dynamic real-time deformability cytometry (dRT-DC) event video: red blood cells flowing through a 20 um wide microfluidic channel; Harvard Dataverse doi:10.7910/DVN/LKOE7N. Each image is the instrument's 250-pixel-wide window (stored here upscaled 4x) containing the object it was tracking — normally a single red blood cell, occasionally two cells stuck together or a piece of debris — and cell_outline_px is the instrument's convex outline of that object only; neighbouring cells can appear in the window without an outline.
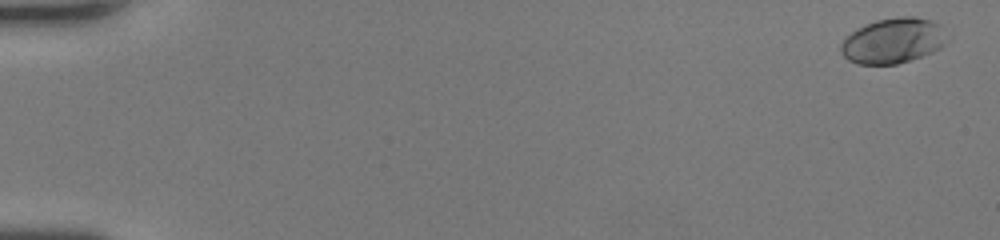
{"species": "human", "species_latin": "Homo sapiens", "temperature_condition": "room temperature", "stored_images_in_passage": 53, "camera_frame_rate_fps": 3000, "um_per_image_px": 0.085, "donor": {"sex": "female"}, "frame": {"image": 1, "passage_image": 3, "time_ms": 0.667, "image_size_px": [1000, 240], "cell_outline_px": [[940, 44], [936, 48], [920, 56], [896, 64], [860, 64], [848, 60], [844, 56], [840, 48], [844, 40], [852, 32], [868, 24], [880, 20], [908, 16], [912, 16], [928, 20], [932, 24]], "centroid_in_image_um": [75.69, 3.5], "position_along_channel_um": 9.3, "area_um2": 25.66}}
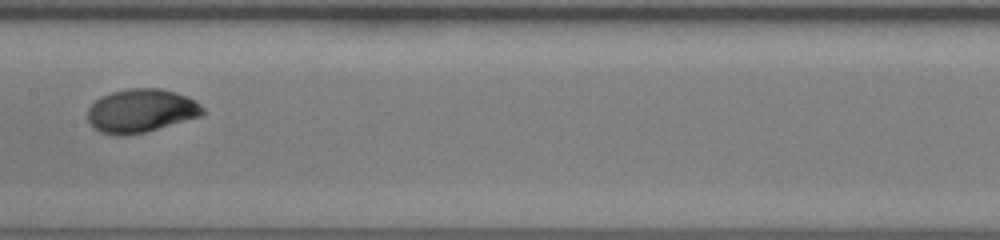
{"frame": {"image": 2, "passage_image": 30, "time_ms": 9.667, "image_size_px": [1000, 240], "cell_outline_px": [[204, 112], [200, 116], [144, 132], [100, 132], [88, 120], [88, 108], [100, 96], [112, 92], [132, 88], [160, 88], [184, 96], [200, 104], [204, 108]], "centroid_in_image_um": [11.99, 9.37], "position_along_channel_um": 195.4, "area_um2": 27.98}}
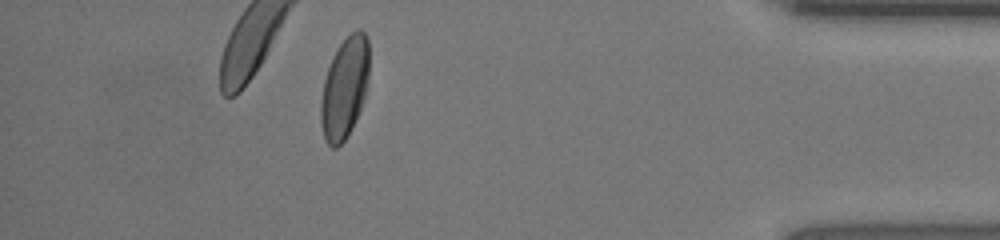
{"frame": {"image": 3, "passage_image": 48, "time_ms": 15.667, "image_size_px": [1000, 240], "cell_outline_px": [[368, 80], [364, 96], [360, 108], [352, 128], [344, 140], [336, 148], [332, 148], [324, 140], [320, 124], [320, 104], [324, 80], [332, 56], [336, 48], [352, 32], [360, 28], [368, 36]], "centroid_in_image_um": [29.27, 7.48], "position_along_channel_um": 405.9, "area_um2": 28.5}, "authors_computed_cell_mechanics": {"area_um2": 27.744, "velocity_mm_per_s": 4.1862, "shape_relaxation_time_tau1_ms": 3.4229, "shape_relaxation_time_tau2_ms": null, "deformation_change_tau1": 0.1564, "deformation_change_tau2": null}}